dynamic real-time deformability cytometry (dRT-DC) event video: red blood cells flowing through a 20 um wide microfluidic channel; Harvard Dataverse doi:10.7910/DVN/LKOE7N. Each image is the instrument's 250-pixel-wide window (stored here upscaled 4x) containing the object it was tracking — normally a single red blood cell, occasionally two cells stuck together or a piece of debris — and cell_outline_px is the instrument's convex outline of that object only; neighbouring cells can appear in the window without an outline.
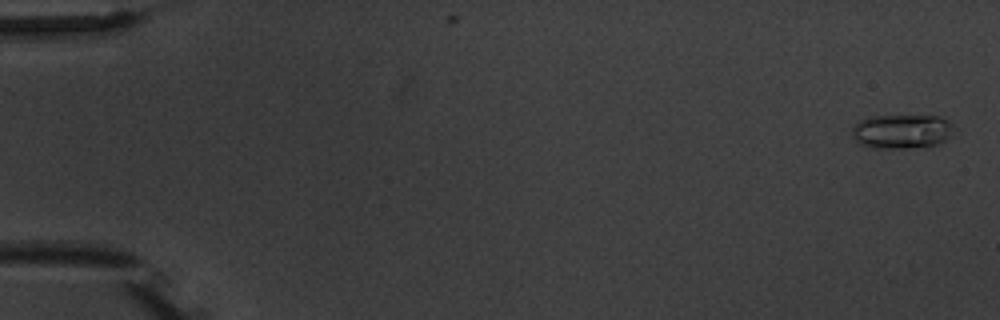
{"species": "common noctule bat (a hibernating species)", "species_latin": "Nyctalus noctula", "temperature_condition": "warm", "stored_images_in_passage": 5, "camera_frame_rate_fps": 3000, "um_per_image_px": 0.085, "animal": {"sex": "male", "body_mass_g": 20.1, "forearm_length_mm": 53.5}, "frame": {"image": 1, "passage_image": 1, "time_ms": 0.0, "image_size_px": [1000, 320], "cell_outline_px": [[948, 136], [944, 140], [928, 148], [872, 148], [860, 144], [852, 136], [852, 128], [860, 120], [868, 116], [936, 116], [944, 120], [948, 124]], "centroid_in_image_um": [76.53, 11.19], "position_along_channel_um": 8.5, "area_um2": 19.94}}